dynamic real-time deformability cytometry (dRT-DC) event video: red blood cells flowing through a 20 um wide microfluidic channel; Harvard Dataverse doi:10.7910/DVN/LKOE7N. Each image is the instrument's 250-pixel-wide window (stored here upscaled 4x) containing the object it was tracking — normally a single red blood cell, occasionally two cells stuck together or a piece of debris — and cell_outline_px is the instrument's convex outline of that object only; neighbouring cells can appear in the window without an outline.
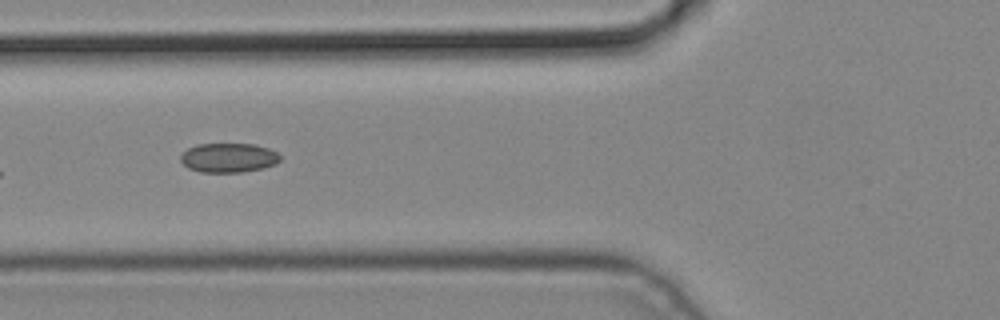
{"species": "common noctule bat (a hibernating species)", "species_latin": "Nyctalus noctula", "temperature_condition": "cold", "stored_images_in_passage": 5, "camera_frame_rate_fps": 3000, "um_per_image_px": 0.085, "animal": {"sex": "male", "body_mass_g": 19.2, "forearm_length_mm": 51.8}, "frame": {"image": 1, "passage_image": 5, "time_ms": 1.333, "image_size_px": [1000, 320], "cell_outline_px": [[280, 160], [276, 164], [264, 168], [244, 172], [200, 172], [188, 168], [180, 160], [180, 156], [188, 148], [196, 144], [256, 144], [268, 148], [276, 152], [280, 156]], "centroid_in_image_um": [19.43, 13.41], "position_along_channel_um": 106.4, "area_um2": 17.11}}